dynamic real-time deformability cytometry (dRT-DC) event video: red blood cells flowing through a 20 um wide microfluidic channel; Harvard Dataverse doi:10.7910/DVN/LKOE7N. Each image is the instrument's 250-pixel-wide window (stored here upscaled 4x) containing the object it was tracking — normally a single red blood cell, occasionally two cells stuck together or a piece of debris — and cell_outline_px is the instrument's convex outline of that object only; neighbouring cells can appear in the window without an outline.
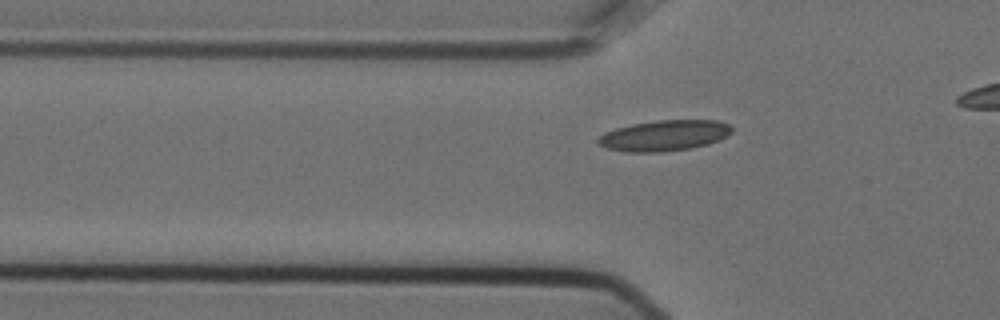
{"species": "Egyptian fruit bat (a non-hibernating species)", "species_latin": "Rousettus aegyptiacus", "temperature_condition": "cold", "stored_images_in_passage": 38, "camera_frame_rate_fps": 3000, "um_per_image_px": 0.085, "animal": {"sex": "female"}, "frame": {"image": 1, "passage_image": 6, "time_ms": 1.667, "image_size_px": [1000, 320], "cell_outline_px": [[732, 132], [708, 144], [692, 148], [660, 152], [624, 152], [608, 148], [600, 144], [596, 140], [604, 132], [616, 128], [632, 124], [656, 120], [716, 120], [728, 124], [732, 128]], "centroid_in_image_um": [56.44, 11.52], "position_along_channel_um": 69.4, "area_um2": 23.81}}
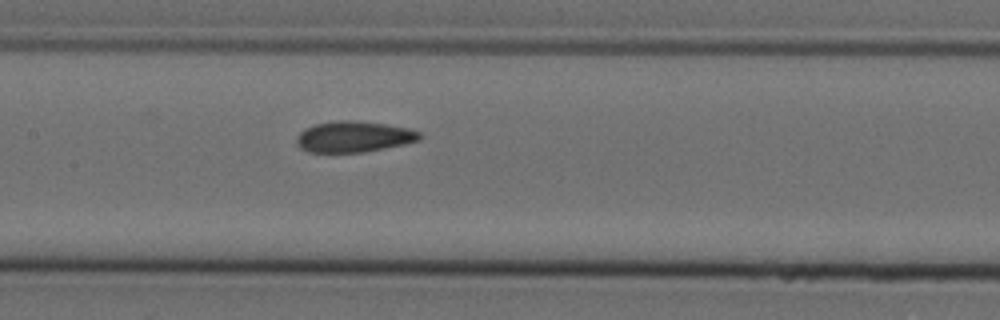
{"frame": {"image": 2, "passage_image": 15, "time_ms": 4.667, "image_size_px": [1000, 320], "cell_outline_px": [[420, 140], [404, 144], [364, 152], [308, 152], [300, 148], [296, 144], [296, 136], [304, 128], [316, 124], [340, 120], [352, 120], [384, 124], [408, 128], [420, 132]], "centroid_in_image_um": [30.03, 11.62], "position_along_channel_um": 177.4, "area_um2": 22.14}}
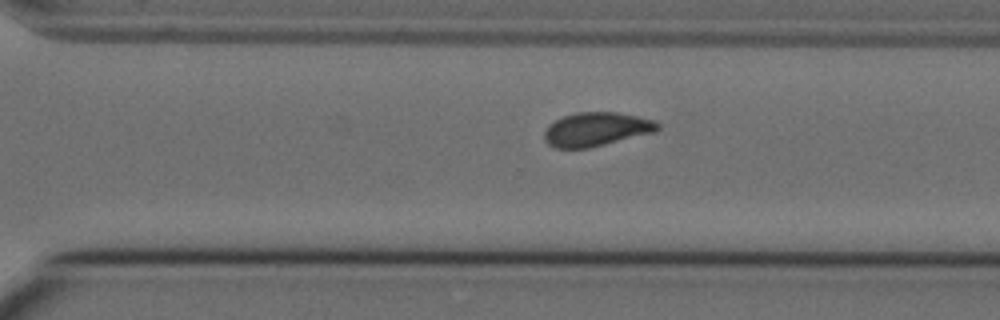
{"frame": {"image": 3, "passage_image": 27, "time_ms": 8.667, "image_size_px": [1000, 320], "cell_outline_px": [[660, 128], [656, 132], [588, 148], [556, 148], [548, 144], [544, 140], [544, 132], [548, 124], [564, 116], [580, 112], [616, 112], [636, 116], [652, 120], [660, 124]], "centroid_in_image_um": [50.68, 10.99], "position_along_channel_um": 319.9, "area_um2": 22.25}, "authors_computed_cell_mechanics": {"area_um2": 22.3975, "velocity_mm_per_s": 3.5874, "shape_relaxation_time_tau1_ms": 10.2482, "shape_relaxation_time_tau2_ms": 1.6256, "deformation_change_tau1": 0.1738, "deformation_change_tau2": 0.0729}}